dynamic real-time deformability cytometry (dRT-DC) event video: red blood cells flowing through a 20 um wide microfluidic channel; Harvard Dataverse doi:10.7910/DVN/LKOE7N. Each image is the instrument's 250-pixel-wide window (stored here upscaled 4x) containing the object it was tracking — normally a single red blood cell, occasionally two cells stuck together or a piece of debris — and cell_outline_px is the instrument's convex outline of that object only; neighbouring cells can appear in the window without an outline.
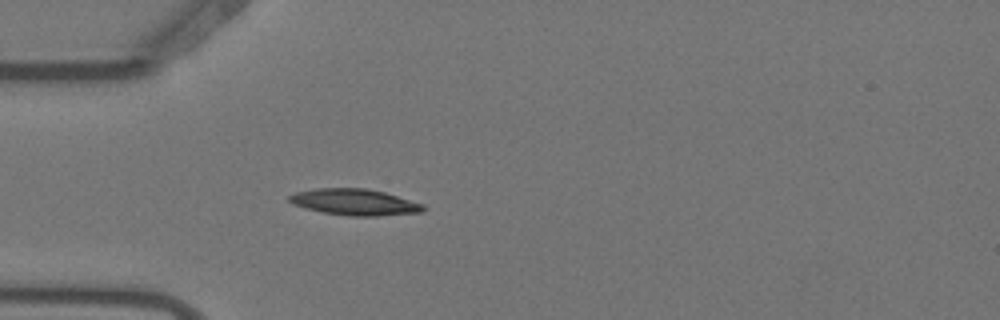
{"species": "Egyptian fruit bat (a non-hibernating species)", "species_latin": "Rousettus aegyptiacus", "temperature_condition": "warm", "stored_images_in_passage": 4, "camera_frame_rate_fps": 3000, "um_per_image_px": 0.085, "animal": {"sex": "female"}, "frame": {"image": 1, "passage_image": 3, "time_ms": 0.667, "image_size_px": [1000, 320], "cell_outline_px": [[424, 212], [376, 216], [352, 216], [324, 212], [304, 208], [292, 204], [288, 200], [288, 196], [296, 192], [316, 188], [364, 188], [384, 192], [424, 204]], "centroid_in_image_um": [30.13, 17.18], "position_along_channel_um": 54.9, "area_um2": 20.46}}